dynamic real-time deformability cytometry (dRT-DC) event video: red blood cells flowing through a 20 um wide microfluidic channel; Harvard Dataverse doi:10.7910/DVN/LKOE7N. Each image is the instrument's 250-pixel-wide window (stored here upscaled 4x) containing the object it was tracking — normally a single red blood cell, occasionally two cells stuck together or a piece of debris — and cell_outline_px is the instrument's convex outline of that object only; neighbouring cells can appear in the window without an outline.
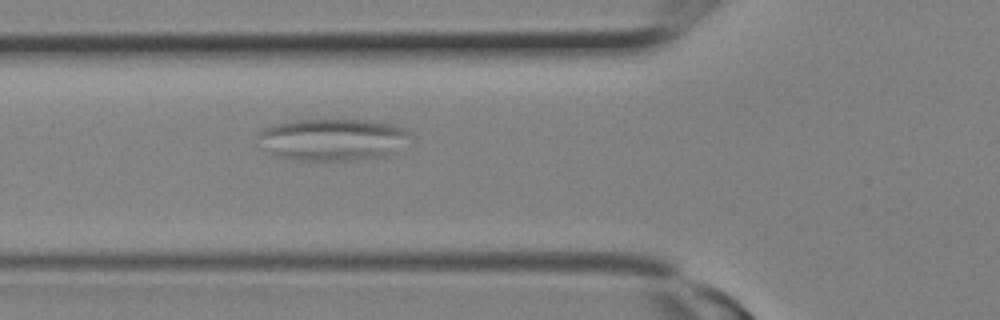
{"species": "Egyptian fruit bat (a non-hibernating species)", "species_latin": "Rousettus aegyptiacus", "temperature_condition": "room temperature", "stored_images_in_passage": 6, "camera_frame_rate_fps": 3000, "um_per_image_px": 0.085, "animal": {"sex": "female"}, "frame": {"image": 1, "passage_image": 6, "time_ms": 1.667, "image_size_px": [1000, 320], "cell_outline_px": [[412, 132], [392, 152], [384, 156], [356, 160], [300, 160], [276, 156], [260, 148], [256, 136], [264, 128], [272, 124], [292, 120], [368, 120], [392, 124], [404, 128]], "centroid_in_image_um": [28.16, 11.85], "position_along_channel_um": 97.6, "area_um2": 37.17}}